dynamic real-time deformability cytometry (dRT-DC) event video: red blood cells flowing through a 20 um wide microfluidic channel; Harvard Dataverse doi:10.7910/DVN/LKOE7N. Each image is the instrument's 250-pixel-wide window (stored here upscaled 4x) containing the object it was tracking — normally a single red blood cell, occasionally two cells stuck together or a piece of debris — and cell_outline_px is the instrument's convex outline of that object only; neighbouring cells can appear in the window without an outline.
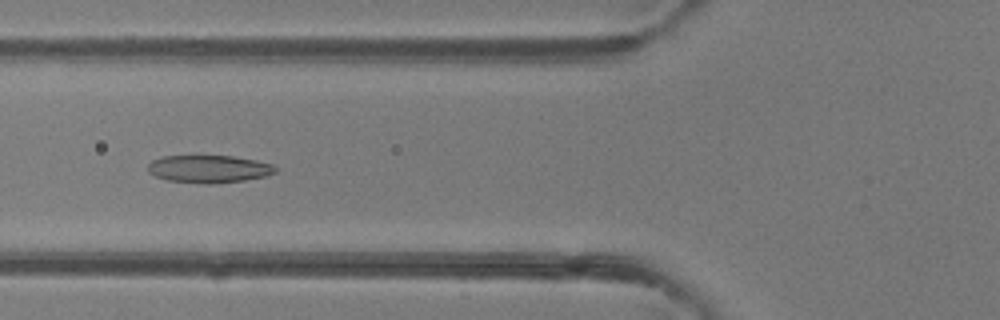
{"species": "common noctule bat (a hibernating species)", "species_latin": "Nyctalus noctula", "temperature_condition": "room temperature", "stored_images_in_passage": 50, "camera_frame_rate_fps": 3000, "um_per_image_px": 0.085, "animal": {"sex": "female"}, "frame": {"image": 1, "passage_image": 19, "time_ms": 6.0, "image_size_px": [1000, 320], "cell_outline_px": [[276, 172], [268, 176], [244, 180], [212, 184], [208, 184], [168, 180], [156, 176], [148, 172], [148, 164], [152, 160], [160, 156], [232, 156], [256, 160], [272, 164], [276, 168]], "centroid_in_image_um": [17.76, 14.36], "position_along_channel_um": 108.0, "area_um2": 20.52}}
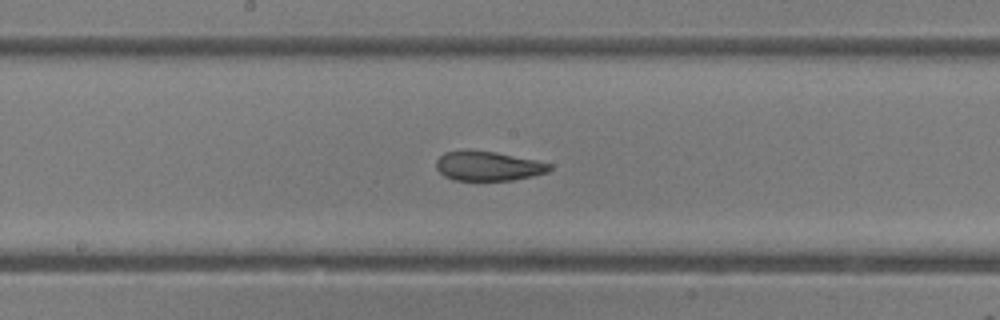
{"frame": {"image": 2, "passage_image": 26, "time_ms": 8.333, "image_size_px": [1000, 320], "cell_outline_px": [[552, 168], [548, 172], [532, 176], [512, 180], [452, 180], [444, 176], [436, 168], [436, 160], [444, 152], [496, 152], [536, 160], [552, 164]], "centroid_in_image_um": [41.52, 14.14], "position_along_channel_um": 206.7, "area_um2": 19.07}}
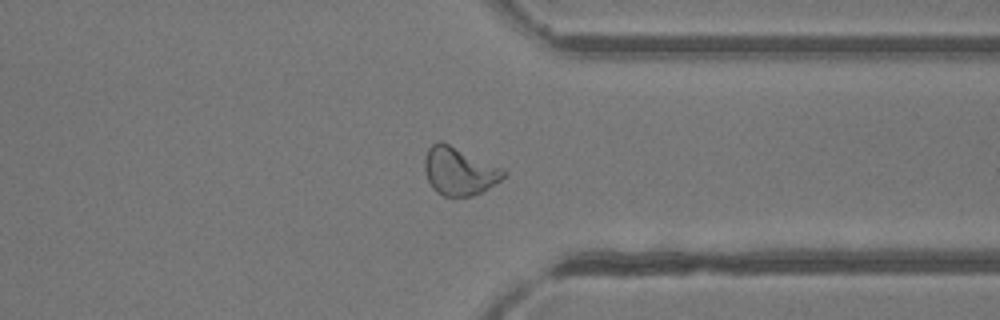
{"frame": {"image": 3, "passage_image": 38, "time_ms": 12.333, "image_size_px": [1000, 320], "cell_outline_px": [[508, 172], [500, 180], [488, 188], [472, 196], [444, 196], [436, 192], [432, 188], [428, 180], [424, 168], [424, 160], [428, 148], [436, 140], [440, 140], [504, 168]], "centroid_in_image_um": [39.02, 14.53], "position_along_channel_um": 372.4, "area_um2": 22.08}, "authors_computed_cell_mechanics": {"area_um2": 22.0218, "velocity_mm_per_s": 4.2089, "shape_relaxation_time_tau1_ms": 8.3121, "shape_relaxation_time_tau2_ms": 1.9555, "deformation_change_tau1": 0.2028, "deformation_change_tau2": 0.0819}}